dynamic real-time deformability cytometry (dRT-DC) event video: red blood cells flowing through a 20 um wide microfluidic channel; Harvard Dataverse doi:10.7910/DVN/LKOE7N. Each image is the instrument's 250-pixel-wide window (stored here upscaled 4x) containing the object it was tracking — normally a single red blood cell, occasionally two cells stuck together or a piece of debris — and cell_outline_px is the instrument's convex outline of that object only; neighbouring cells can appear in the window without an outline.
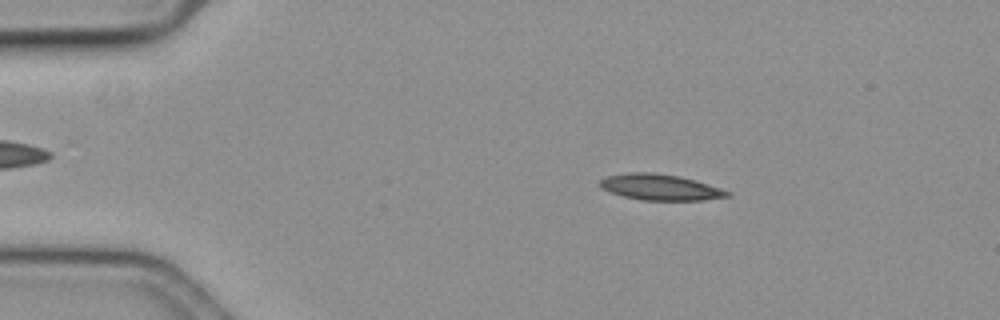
{"species": "common noctule bat (a hibernating species)", "species_latin": "Nyctalus noctula", "temperature_condition": "cold", "stored_images_in_passage": 54, "camera_frame_rate_fps": 3000, "um_per_image_px": 0.085, "animal": {"sex": "female", "body_mass_g": 19.3, "forearm_length_mm": 54.1}, "frame": {"image": 1, "passage_image": 7, "time_ms": 2.0, "image_size_px": [1000, 320], "cell_outline_px": [[732, 196], [704, 200], [640, 200], [624, 196], [612, 192], [604, 188], [600, 184], [600, 180], [604, 176], [628, 172], [648, 172], [676, 176], [696, 180], [732, 192]], "centroid_in_image_um": [56.16, 15.91], "position_along_channel_um": 28.8, "area_um2": 19.13}}
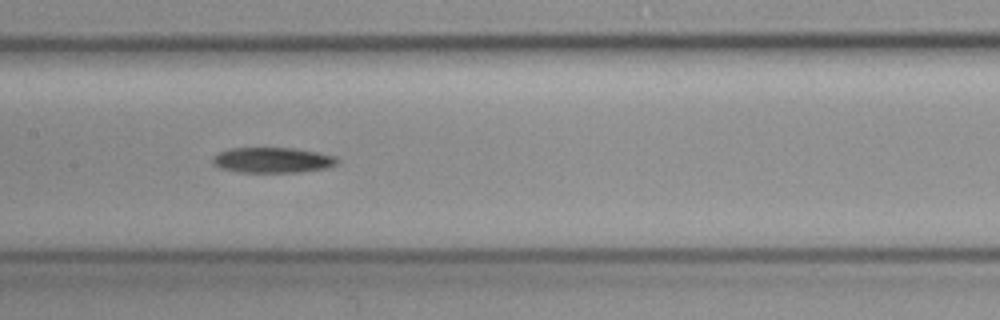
{"frame": {"image": 2, "passage_image": 25, "time_ms": 8.0, "image_size_px": [1000, 320], "cell_outline_px": [[340, 160], [336, 164], [328, 168], [304, 172], [240, 172], [220, 168], [212, 164], [212, 156], [216, 152], [232, 148], [292, 148], [316, 152], [336, 156]], "centroid_in_image_um": [23.15, 13.61], "position_along_channel_um": 184.2, "area_um2": 18.67}}
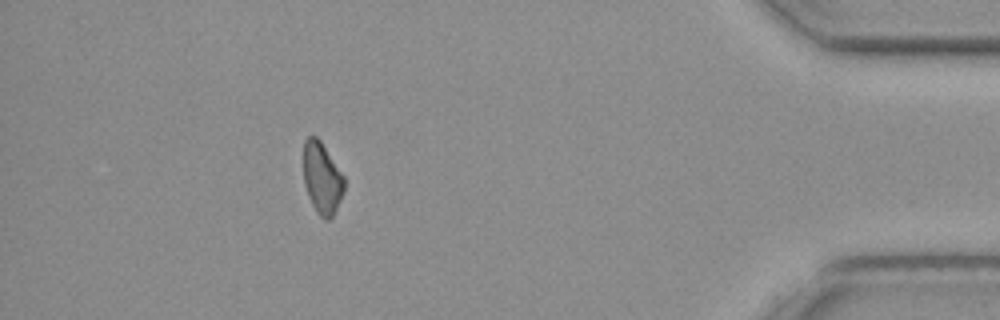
{"frame": {"image": 3, "passage_image": 48, "time_ms": 15.667, "image_size_px": [1000, 320], "cell_outline_px": [[344, 192], [332, 216], [328, 220], [324, 220], [316, 212], [308, 196], [304, 184], [304, 140], [308, 136], [316, 136], [320, 140], [344, 176]], "centroid_in_image_um": [27.36, 15.15], "position_along_channel_um": 407.8, "area_um2": 16.88}}